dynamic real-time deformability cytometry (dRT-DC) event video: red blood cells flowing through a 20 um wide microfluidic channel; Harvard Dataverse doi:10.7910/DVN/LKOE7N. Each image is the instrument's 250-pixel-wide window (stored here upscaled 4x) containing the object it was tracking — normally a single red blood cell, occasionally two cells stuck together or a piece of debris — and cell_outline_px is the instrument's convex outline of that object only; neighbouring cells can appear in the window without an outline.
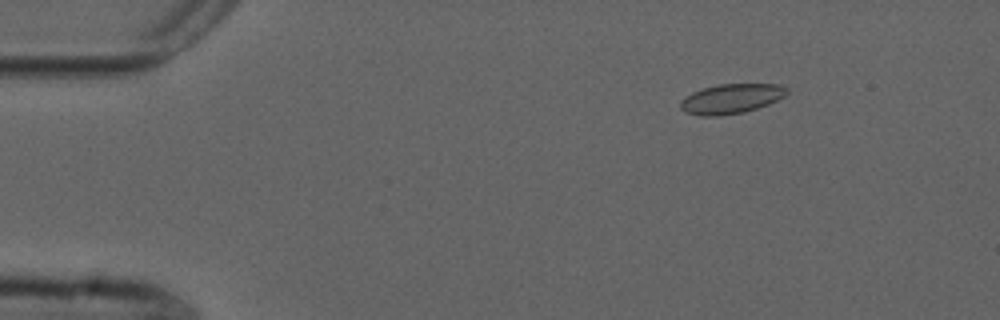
{"species": "common noctule bat (a hibernating species)", "species_latin": "Nyctalus noctula", "temperature_condition": "cold", "stored_images_in_passage": 51, "camera_frame_rate_fps": 3000, "um_per_image_px": 0.085, "animal": {"sex": "male", "forearm_length_mm": 52.5}, "frame": {"image": 1, "passage_image": 4, "time_ms": 1.0, "image_size_px": [1000, 320], "cell_outline_px": [[788, 92], [784, 96], [768, 104], [744, 112], [716, 116], [700, 116], [684, 112], [680, 108], [680, 100], [692, 92], [704, 88], [720, 84], [780, 84], [788, 88]], "centroid_in_image_um": [62.13, 8.39], "position_along_channel_um": 22.9, "area_um2": 18.38}}
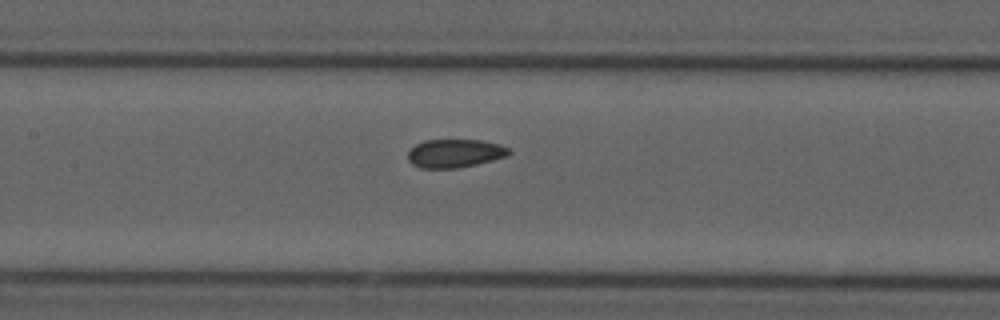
{"frame": {"image": 2, "passage_image": 22, "time_ms": 7.0, "image_size_px": [1000, 320], "cell_outline_px": [[512, 152], [508, 156], [476, 164], [456, 168], [420, 168], [412, 164], [408, 160], [408, 152], [416, 144], [424, 140], [480, 140], [500, 144], [508, 148]], "centroid_in_image_um": [38.67, 13.03], "position_along_channel_um": 168.7, "area_um2": 16.7}}
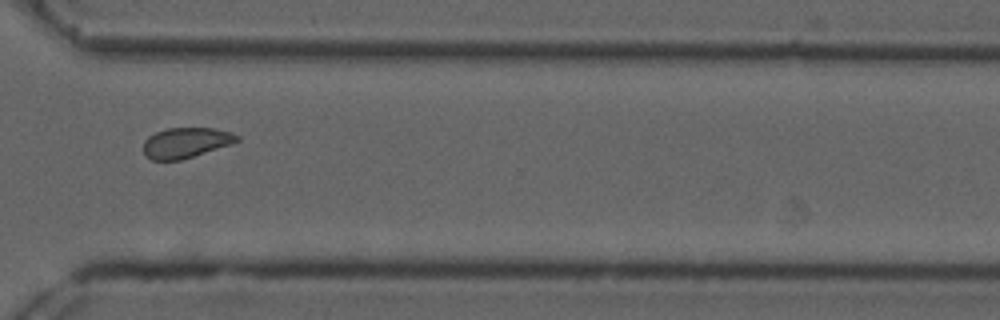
{"frame": {"image": 3, "passage_image": 37, "time_ms": 12.0, "image_size_px": [1000, 320], "cell_outline_px": [[240, 140], [232, 144], [180, 160], [152, 160], [144, 156], [144, 140], [148, 136], [156, 132], [168, 128], [212, 128], [232, 132], [240, 136]], "centroid_in_image_um": [15.8, 12.13], "position_along_channel_um": 354.8, "area_um2": 16.59}, "authors_computed_cell_mechanics": {"area_um2": 17.3978, "velocity_mm_per_s": 3.7218, "shape_relaxation_time_tau1_ms": null, "shape_relaxation_time_tau2_ms": 2.0117, "deformation_change_tau1": null, "deformation_change_tau2": 0.0615}}